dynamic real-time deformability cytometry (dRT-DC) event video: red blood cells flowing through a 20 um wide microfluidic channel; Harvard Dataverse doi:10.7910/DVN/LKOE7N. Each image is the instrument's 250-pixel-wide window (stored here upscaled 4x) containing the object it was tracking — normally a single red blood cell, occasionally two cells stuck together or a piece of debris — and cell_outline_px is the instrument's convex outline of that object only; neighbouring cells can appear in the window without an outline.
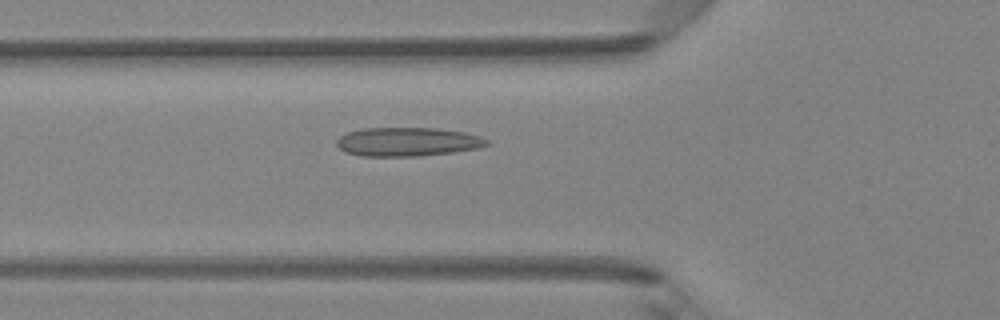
{"species": "Egyptian fruit bat (a non-hibernating species)", "species_latin": "Rousettus aegyptiacus", "temperature_condition": "room temperature", "stored_images_in_passage": 40, "camera_frame_rate_fps": 3000, "um_per_image_px": 0.085, "animal": {"sex": "female"}, "frame": {"image": 1, "passage_image": 9, "time_ms": 2.667, "image_size_px": [1000, 320], "cell_outline_px": [[488, 144], [476, 148], [452, 152], [416, 156], [360, 156], [344, 152], [336, 144], [336, 140], [340, 136], [348, 132], [364, 128], [436, 128], [464, 132], [480, 136], [488, 140]], "centroid_in_image_um": [34.59, 12.05], "position_along_channel_um": 91.2, "area_um2": 25.09}}
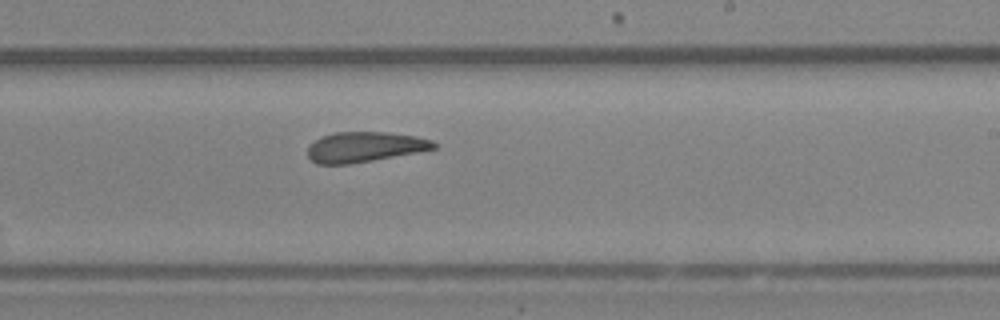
{"frame": {"image": 2, "passage_image": 21, "time_ms": 6.667, "image_size_px": [1000, 320], "cell_outline_px": [[436, 148], [416, 152], [372, 160], [348, 164], [316, 164], [308, 156], [308, 148], [316, 140], [324, 136], [336, 132], [388, 132], [416, 136], [432, 140], [436, 144]], "centroid_in_image_um": [31.0, 12.49], "position_along_channel_um": 258.0, "area_um2": 21.85}}
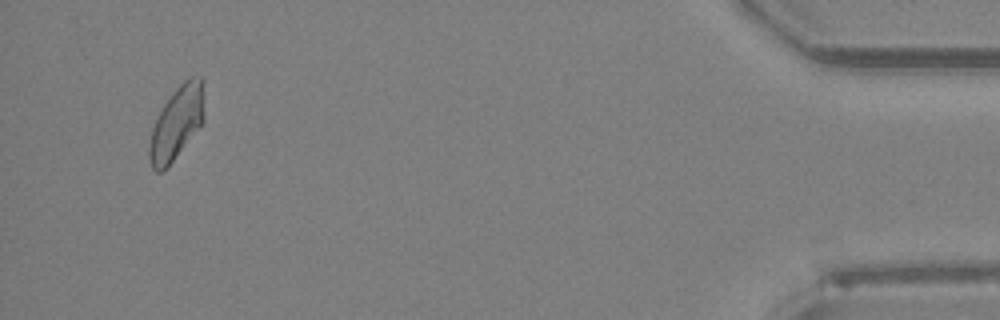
{"frame": {"image": 3, "passage_image": 38, "time_ms": 12.333, "image_size_px": [1000, 320], "cell_outline_px": [[204, 120], [172, 160], [160, 172], [156, 172], [152, 168], [148, 156], [148, 148], [152, 128], [164, 104], [172, 92], [184, 80], [192, 76], [200, 76], [204, 80]], "centroid_in_image_um": [15.03, 10.38], "position_along_channel_um": 420.2, "area_um2": 23.0}, "authors_computed_cell_mechanics": {"area_um2": 23.4379, "velocity_mm_per_s": 4.192, "shape_relaxation_time_tau1_ms": null, "shape_relaxation_time_tau2_ms": 2.5551, "deformation_change_tau1": null, "deformation_change_tau2": 0.0877}}